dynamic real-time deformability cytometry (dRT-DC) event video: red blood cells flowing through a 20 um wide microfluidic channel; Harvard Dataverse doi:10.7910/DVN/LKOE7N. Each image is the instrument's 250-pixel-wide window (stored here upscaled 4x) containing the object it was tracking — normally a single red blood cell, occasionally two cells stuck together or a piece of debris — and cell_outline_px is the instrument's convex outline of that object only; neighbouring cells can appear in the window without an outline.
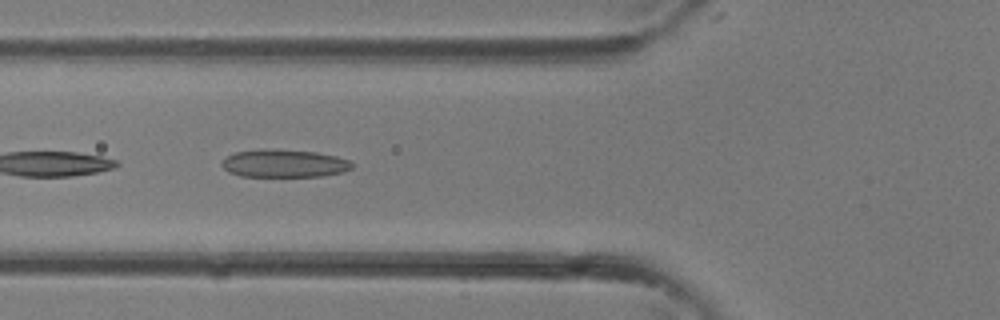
{"species": "common noctule bat (a hibernating species)", "species_latin": "Nyctalus noctula", "temperature_condition": "room temperature", "stored_images_in_passage": 21, "camera_frame_rate_fps": 3000, "um_per_image_px": 0.085, "animal": {"sex": "female"}, "frame": {"image": 1, "passage_image": 12, "time_ms": 3.667, "image_size_px": [1000, 320], "cell_outline_px": [[352, 168], [344, 172], [320, 176], [240, 176], [228, 172], [220, 164], [228, 156], [236, 152], [316, 152], [336, 156], [348, 160], [352, 164]], "centroid_in_image_um": [24.2, 13.95], "position_along_channel_um": 101.6, "area_um2": 19.88}}
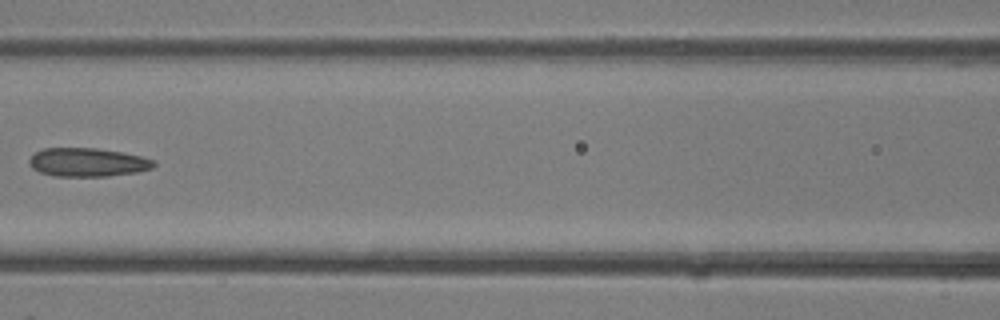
{"frame": {"image": 2, "passage_image": 15, "time_ms": 4.667, "image_size_px": [1000, 320], "cell_outline_px": [[156, 164], [152, 168], [136, 172], [108, 176], [56, 176], [40, 172], [32, 168], [28, 164], [28, 160], [36, 152], [44, 148], [96, 148], [120, 152], [140, 156], [156, 160]], "centroid_in_image_um": [7.44, 13.79], "position_along_channel_um": 159.2, "area_um2": 20.69}}